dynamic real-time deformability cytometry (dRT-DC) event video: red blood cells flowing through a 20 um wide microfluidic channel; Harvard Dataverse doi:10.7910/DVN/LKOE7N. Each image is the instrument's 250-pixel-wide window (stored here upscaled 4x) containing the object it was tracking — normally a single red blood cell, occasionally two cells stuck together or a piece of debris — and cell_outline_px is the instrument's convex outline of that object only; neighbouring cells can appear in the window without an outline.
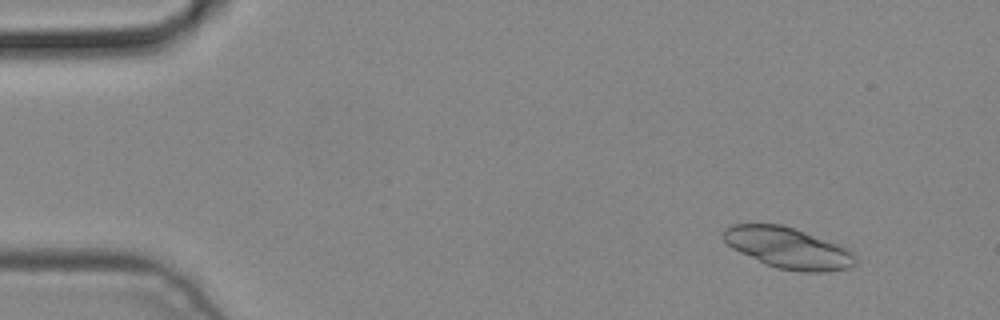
{"species": "common noctule bat (a hibernating species)", "species_latin": "Nyctalus noctula", "temperature_condition": "cold", "stored_images_in_passage": 6, "segment_of_instrument_passage": [1, 2], "camera_frame_rate_fps": 3000, "um_per_image_px": 0.085, "animal": {"sex": "male", "body_mass_g": 19.2, "forearm_length_mm": 51.8}, "frame": {"image": 1, "passage_image": 2, "time_ms": 0.333, "image_size_px": [1000, 320], "cell_outline_px": [[856, 264], [848, 268], [828, 272], [800, 272], [776, 268], [764, 264], [732, 248], [724, 240], [724, 228], [732, 224], [780, 224], [804, 232], [848, 248], [856, 256]], "centroid_in_image_um": [67.0, 21.1], "position_along_channel_um": 18.0, "area_um2": 31.44}}